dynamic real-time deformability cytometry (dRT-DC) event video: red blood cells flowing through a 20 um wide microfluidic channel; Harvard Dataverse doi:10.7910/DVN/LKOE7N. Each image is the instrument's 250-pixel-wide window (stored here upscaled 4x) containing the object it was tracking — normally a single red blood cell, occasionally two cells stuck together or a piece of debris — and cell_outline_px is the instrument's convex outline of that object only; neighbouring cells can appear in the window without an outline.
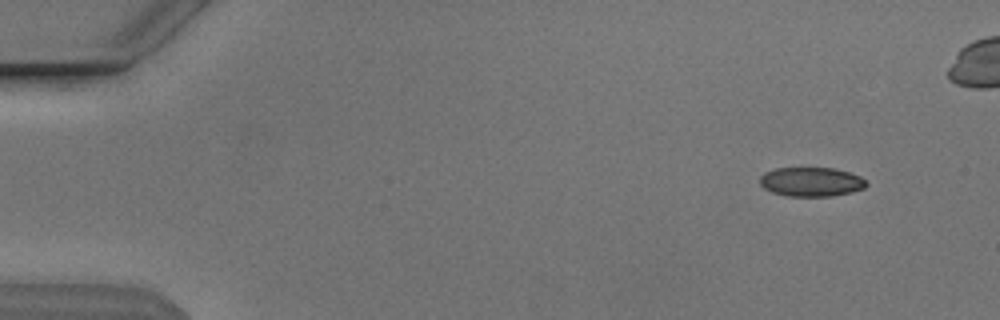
{"species": "Egyptian fruit bat (a non-hibernating species)", "species_latin": "Rousettus aegyptiacus", "temperature_condition": "cold", "stored_images_in_passage": 46, "camera_frame_rate_fps": 3000, "um_per_image_px": 0.085, "animal": {"sex": "male"}, "frame": {"image": 1, "passage_image": 1, "time_ms": 0.0, "image_size_px": [1000, 320], "cell_outline_px": [[868, 184], [864, 188], [852, 192], [832, 196], [788, 196], [772, 192], [764, 188], [760, 184], [760, 176], [764, 172], [776, 168], [832, 168], [848, 172], [860, 176]], "centroid_in_image_um": [68.94, 15.46], "position_along_channel_um": 16.1, "area_um2": 18.09}}
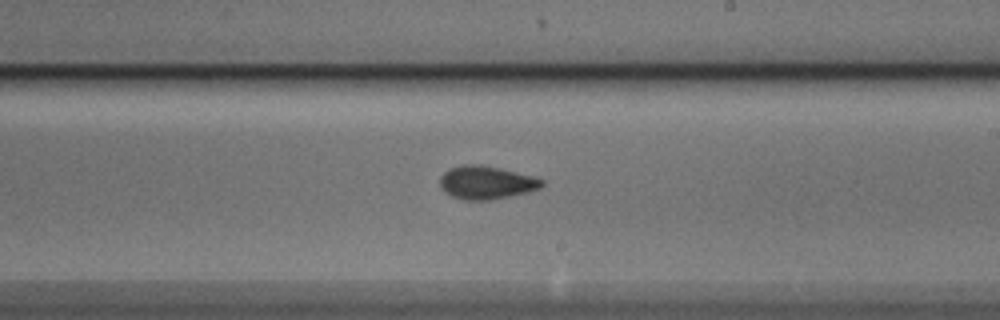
{"frame": {"image": 2, "passage_image": 28, "time_ms": 9.0, "image_size_px": [1000, 320], "cell_outline_px": [[544, 184], [540, 188], [528, 192], [492, 200], [464, 200], [452, 196], [444, 192], [440, 184], [440, 176], [444, 172], [452, 168], [464, 164], [480, 164], [500, 168], [532, 176], [544, 180]], "centroid_in_image_um": [41.33, 15.52], "position_along_channel_um": 247.7, "area_um2": 19.71}}
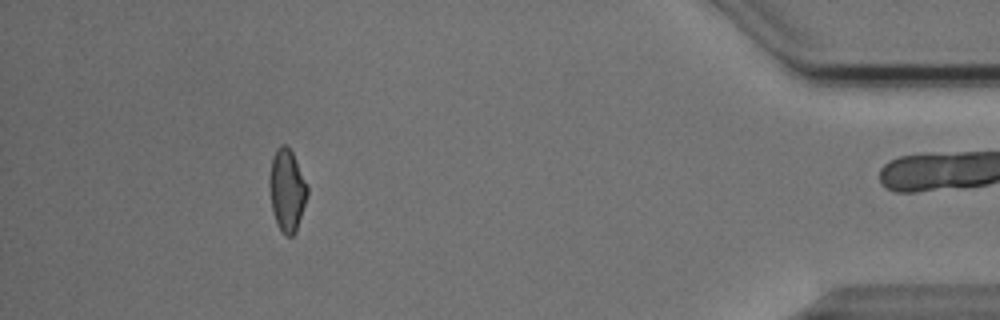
{"frame": {"image": 3, "passage_image": 45, "time_ms": 14.667, "image_size_px": [1000, 320], "cell_outline_px": [[308, 196], [296, 232], [292, 236], [288, 236], [276, 224], [272, 212], [268, 184], [268, 180], [272, 156], [276, 148], [280, 144], [284, 144], [292, 152], [308, 188]], "centroid_in_image_um": [24.37, 16.17], "position_along_channel_um": 410.8, "area_um2": 18.26}, "authors_computed_cell_mechanics": {"area_um2": 18.9873, "velocity_mm_per_s": 3.8482, "shape_relaxation_time_tau1_ms": 4.282, "shape_relaxation_time_tau2_ms": 5.3501, "deformation_change_tau1": 0.1112, "deformation_change_tau2": 0.0861}}